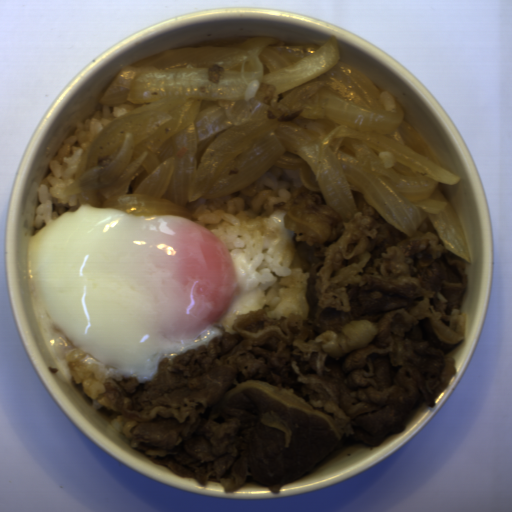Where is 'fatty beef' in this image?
<instances>
[{"label": "fatty beef", "mask_w": 512, "mask_h": 512, "mask_svg": "<svg viewBox=\"0 0 512 512\" xmlns=\"http://www.w3.org/2000/svg\"><path fill=\"white\" fill-rule=\"evenodd\" d=\"M345 221L306 189L283 225L320 248L307 319L240 313L224 333L159 362L152 380H105L130 419V445L225 494L257 481L273 494L354 443L383 444L412 407H435L465 341L464 258L426 218L411 236L352 190Z\"/></svg>", "instance_id": "1"}]
</instances>
